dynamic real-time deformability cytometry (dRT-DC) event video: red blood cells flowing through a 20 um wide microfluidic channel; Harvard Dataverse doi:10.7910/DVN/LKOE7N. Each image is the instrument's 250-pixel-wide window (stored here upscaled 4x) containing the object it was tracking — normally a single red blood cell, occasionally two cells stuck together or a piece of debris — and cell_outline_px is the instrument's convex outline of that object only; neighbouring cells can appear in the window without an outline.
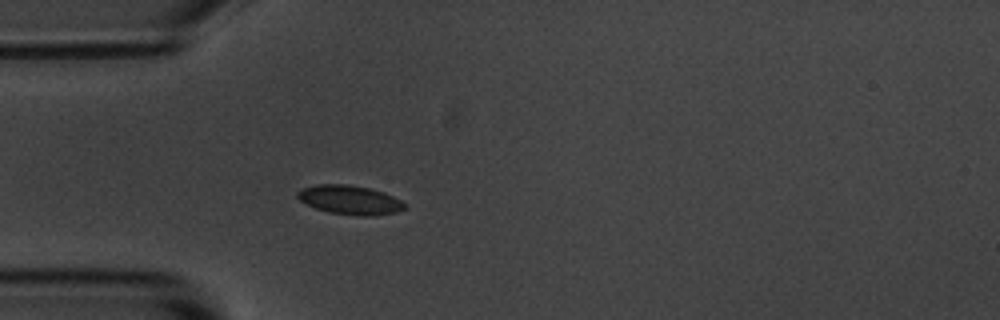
{"species": "common noctule bat (a hibernating species)", "species_latin": "Nyctalus noctula", "temperature_condition": "room temperature", "stored_images_in_passage": 4, "camera_frame_rate_fps": 3000, "um_per_image_px": 0.085, "animal": {"sex": "male", "body_mass_g": 20.1, "forearm_length_mm": 53.5}, "frame": {"image": 1, "passage_image": 4, "time_ms": 3.667, "image_size_px": [1000, 320], "cell_outline_px": [[408, 208], [396, 212], [372, 216], [360, 216], [328, 212], [316, 208], [300, 200], [296, 196], [296, 192], [304, 188], [320, 184], [348, 184], [368, 188], [384, 192], [408, 204]], "centroid_in_image_um": [29.78, 17.0], "position_along_channel_um": 55.2, "area_um2": 18.15}}